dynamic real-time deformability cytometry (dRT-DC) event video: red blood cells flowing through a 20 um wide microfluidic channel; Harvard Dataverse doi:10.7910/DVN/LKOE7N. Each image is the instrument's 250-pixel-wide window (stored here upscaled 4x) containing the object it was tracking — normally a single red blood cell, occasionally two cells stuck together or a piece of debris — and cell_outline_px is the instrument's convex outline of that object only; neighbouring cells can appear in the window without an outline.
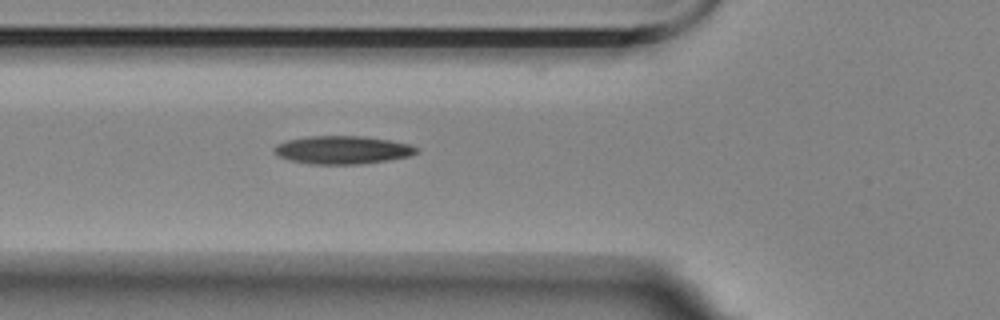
{"species": "Egyptian fruit bat (a non-hibernating species)", "species_latin": "Rousettus aegyptiacus", "temperature_condition": "room temperature", "stored_images_in_passage": 13, "camera_frame_rate_fps": 3000, "um_per_image_px": 0.085, "animal": {"sex": "female"}, "frame": {"image": 1, "passage_image": 6, "time_ms": 1.667, "image_size_px": [1000, 320], "cell_outline_px": [[420, 148], [416, 152], [408, 156], [388, 160], [360, 164], [312, 164], [288, 160], [272, 152], [272, 148], [276, 144], [288, 140], [304, 136], [364, 136], [412, 144]], "centroid_in_image_um": [29.08, 12.74], "position_along_channel_um": 96.7, "area_um2": 23.41}}
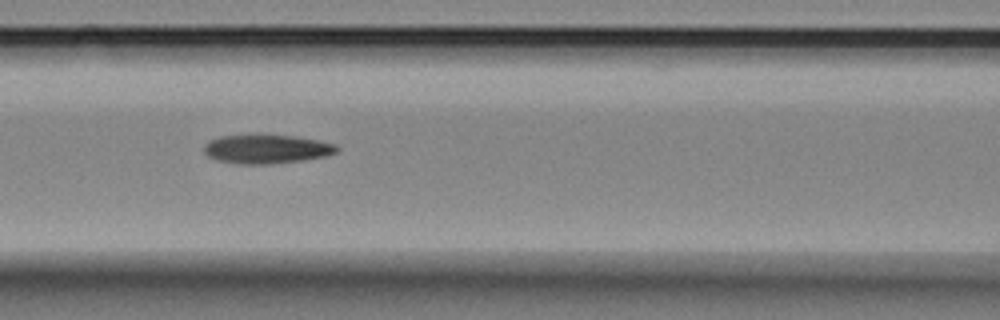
{"frame": {"image": 2, "passage_image": 10, "time_ms": 3.0, "image_size_px": [1000, 320], "cell_outline_px": [[340, 148], [336, 152], [324, 156], [304, 160], [272, 164], [240, 164], [216, 160], [208, 156], [204, 152], [204, 144], [208, 140], [220, 136], [252, 132], [264, 132], [296, 136], [336, 144]], "centroid_in_image_um": [22.61, 12.62], "position_along_channel_um": 144.0, "area_um2": 23.41}}